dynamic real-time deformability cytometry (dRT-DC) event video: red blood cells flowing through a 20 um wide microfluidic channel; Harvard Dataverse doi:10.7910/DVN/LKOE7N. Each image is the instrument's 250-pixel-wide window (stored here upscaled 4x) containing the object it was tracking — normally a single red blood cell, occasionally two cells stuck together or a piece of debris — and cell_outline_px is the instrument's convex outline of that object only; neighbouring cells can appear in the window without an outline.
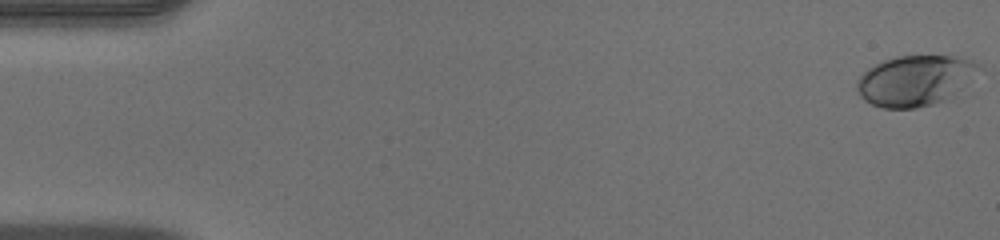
{"species": "human", "species_latin": "Homo sapiens", "temperature_condition": "warm", "stored_images_in_passage": 51, "camera_frame_rate_fps": 3000, "um_per_image_px": 0.085, "donor": {"sex": "male"}, "frame": {"image": 1, "passage_image": 1, "time_ms": 0.0, "image_size_px": [1000, 240], "cell_outline_px": [[980, 68], [944, 100], [932, 104], [916, 108], [884, 108], [872, 104], [864, 100], [860, 96], [856, 88], [856, 80], [868, 68], [884, 60], [896, 56], [952, 56], [972, 60], [980, 64]], "centroid_in_image_um": [77.68, 6.84], "position_along_channel_um": 7.3, "area_um2": 35.03}}
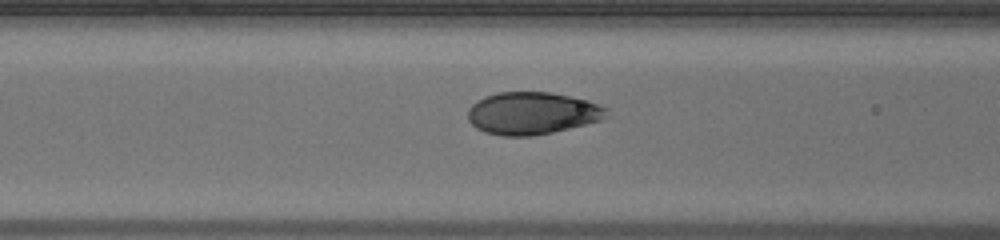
{"frame": {"image": 2, "passage_image": 21, "time_ms": 6.667, "image_size_px": [1000, 240], "cell_outline_px": [[608, 116], [600, 120], [552, 132], [532, 136], [500, 136], [484, 132], [476, 128], [468, 120], [468, 108], [476, 100], [484, 96], [496, 92], [552, 92], [588, 100], [608, 108]], "centroid_in_image_um": [45.21, 9.62], "position_along_channel_um": 121.4, "area_um2": 34.45}}
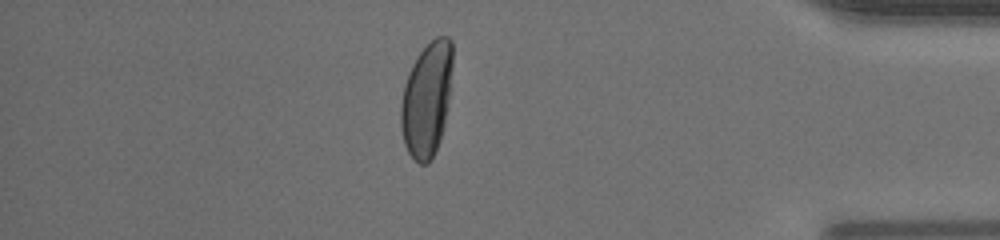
{"frame": {"image": 3, "passage_image": 44, "time_ms": 14.333, "image_size_px": [1000, 240], "cell_outline_px": [[452, 68], [448, 108], [440, 140], [428, 164], [420, 164], [408, 152], [404, 144], [400, 128], [400, 104], [404, 84], [408, 72], [416, 56], [436, 36], [448, 36], [452, 40]], "centroid_in_image_um": [36.26, 8.42], "position_along_channel_um": 398.9, "area_um2": 34.74}, "authors_computed_cell_mechanics": {"area_um2": 35.0268, "velocity_mm_per_s": 4.0792, "shape_relaxation_time_tau1_ms": 3.9525, "shape_relaxation_time_tau2_ms": null, "deformation_change_tau1": 0.197, "deformation_change_tau2": null}}